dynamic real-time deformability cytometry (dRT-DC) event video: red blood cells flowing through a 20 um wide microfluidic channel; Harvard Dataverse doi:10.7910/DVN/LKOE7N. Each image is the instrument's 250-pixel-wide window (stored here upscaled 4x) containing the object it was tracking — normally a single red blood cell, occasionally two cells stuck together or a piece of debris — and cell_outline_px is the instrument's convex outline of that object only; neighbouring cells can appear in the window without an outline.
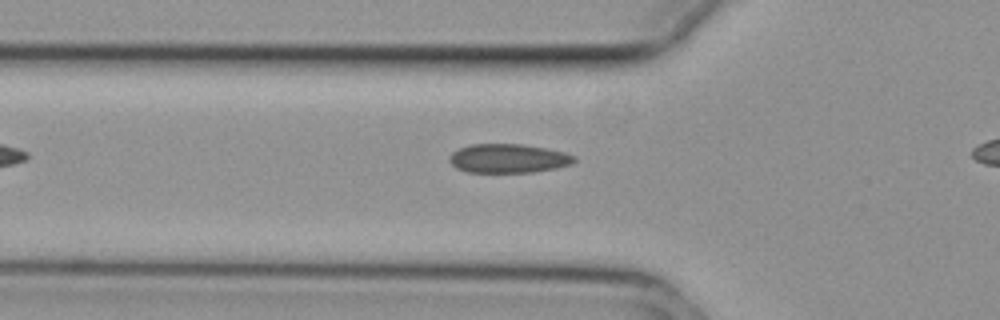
{"species": "common noctule bat (a hibernating species)", "species_latin": "Nyctalus noctula", "temperature_condition": "cold", "stored_images_in_passage": 8, "camera_frame_rate_fps": 3000, "um_per_image_px": 0.085, "animal": {"sex": "female", "body_mass_g": 29.2, "forearm_length_mm": 56.3}, "frame": {"image": 1, "passage_image": 2, "time_ms": 0.333, "image_size_px": [1000, 320], "cell_outline_px": [[576, 160], [572, 164], [556, 168], [532, 172], [468, 172], [456, 168], [448, 160], [448, 156], [452, 152], [460, 148], [472, 144], [524, 144], [564, 152], [576, 156]], "centroid_in_image_um": [43.2, 13.46], "position_along_channel_um": 82.6, "area_um2": 21.1}}
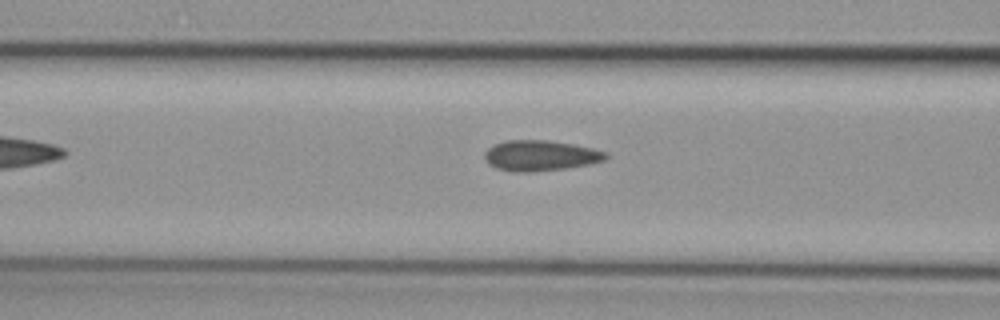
{"frame": {"image": 2, "passage_image": 5, "time_ms": 1.333, "image_size_px": [1000, 320], "cell_outline_px": [[608, 156], [604, 160], [592, 164], [564, 168], [532, 172], [516, 172], [496, 168], [488, 164], [484, 160], [484, 152], [492, 144], [504, 140], [548, 140], [572, 144], [592, 148], [608, 152]], "centroid_in_image_um": [45.9, 13.22], "position_along_channel_um": 120.7, "area_um2": 21.79}}
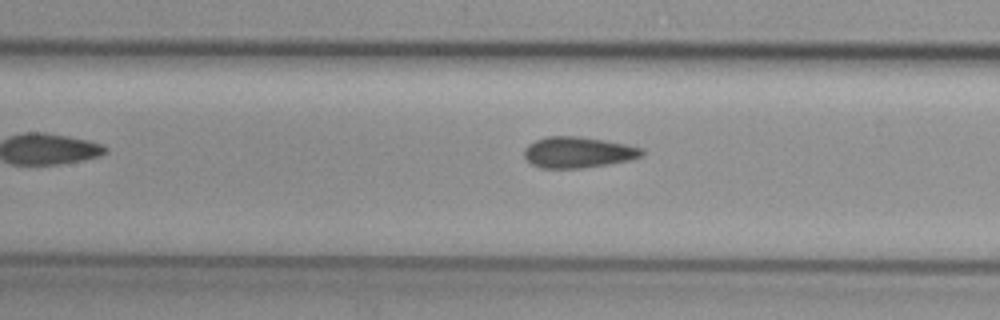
{"frame": {"image": 3, "passage_image": 8, "time_ms": 2.333, "image_size_px": [1000, 320], "cell_outline_px": [[644, 156], [632, 160], [584, 168], [540, 168], [532, 164], [524, 156], [524, 148], [528, 144], [544, 136], [580, 136], [604, 140], [644, 148]], "centroid_in_image_um": [49.15, 12.94], "position_along_channel_um": 158.2, "area_um2": 21.5}}